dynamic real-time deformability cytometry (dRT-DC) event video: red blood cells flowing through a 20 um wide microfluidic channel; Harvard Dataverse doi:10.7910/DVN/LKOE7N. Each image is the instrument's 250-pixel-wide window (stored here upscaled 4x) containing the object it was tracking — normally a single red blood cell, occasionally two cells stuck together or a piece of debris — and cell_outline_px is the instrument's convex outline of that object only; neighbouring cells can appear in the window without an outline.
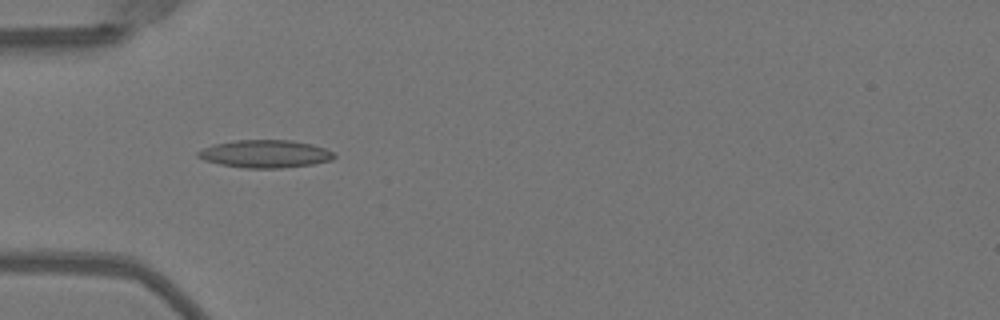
{"species": "Egyptian fruit bat (a non-hibernating species)", "species_latin": "Rousettus aegyptiacus", "temperature_condition": "warm", "stored_images_in_passage": 36, "camera_frame_rate_fps": 3000, "um_per_image_px": 0.085, "animal": {"sex": "female"}, "frame": {"image": 1, "passage_image": 2, "time_ms": 0.333, "image_size_px": [1000, 320], "cell_outline_px": [[336, 156], [332, 160], [312, 164], [280, 168], [244, 168], [220, 164], [204, 160], [196, 156], [196, 152], [212, 144], [236, 140], [292, 140], [312, 144], [324, 148], [332, 152]], "centroid_in_image_um": [22.52, 13.07], "position_along_channel_um": 62.5, "area_um2": 22.02}}
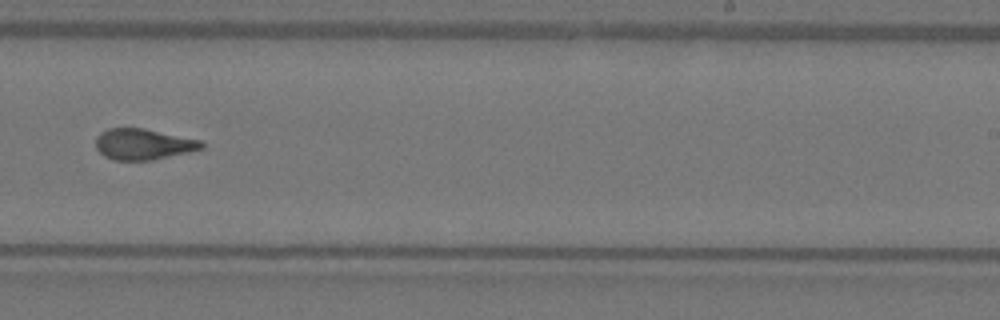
{"frame": {"image": 2, "passage_image": 18, "time_ms": 5.667, "image_size_px": [1000, 320], "cell_outline_px": [[204, 148], [188, 152], [152, 160], [112, 160], [104, 156], [96, 148], [96, 136], [100, 132], [108, 128], [144, 128], [200, 140], [204, 144]], "centroid_in_image_um": [12.15, 12.25], "position_along_channel_um": 276.9, "area_um2": 19.07}}
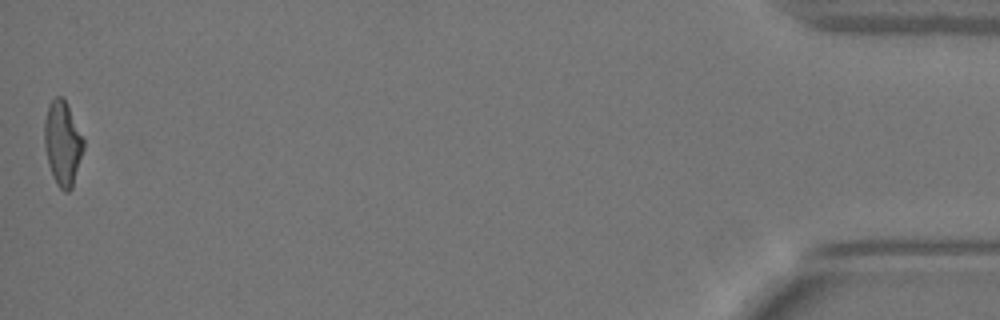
{"frame": {"image": 3, "passage_image": 36, "time_ms": 11.667, "image_size_px": [1000, 320], "cell_outline_px": [[84, 148], [72, 188], [68, 192], [64, 192], [56, 184], [52, 176], [48, 164], [44, 144], [44, 120], [48, 104], [56, 96], [60, 96], [64, 100], [84, 140]], "centroid_in_image_um": [5.3, 12.22], "position_along_channel_um": 429.9, "area_um2": 19.07}, "authors_computed_cell_mechanics": {"area_um2": 19.3341, "velocity_mm_per_s": 4.0685, "shape_relaxation_time_tau1_ms": 9.258, "shape_relaxation_time_tau2_ms": 1.3534, "deformation_change_tau1": 0.2504, "deformation_change_tau2": 0.0854}}